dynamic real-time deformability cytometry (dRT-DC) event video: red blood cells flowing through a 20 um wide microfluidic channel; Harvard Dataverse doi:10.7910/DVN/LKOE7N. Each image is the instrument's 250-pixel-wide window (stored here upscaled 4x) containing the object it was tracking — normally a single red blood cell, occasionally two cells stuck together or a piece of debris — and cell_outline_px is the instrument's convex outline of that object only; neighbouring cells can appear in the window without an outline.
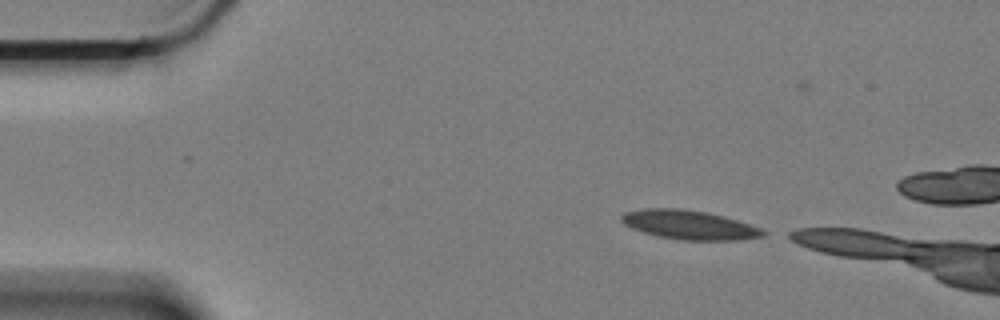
{"species": "Egyptian fruit bat (a non-hibernating species)", "species_latin": "Rousettus aegyptiacus", "temperature_condition": "cold", "stored_images_in_passage": 4, "camera_frame_rate_fps": 3000, "um_per_image_px": 0.085, "animal": {"sex": "female"}, "frame": {"image": 1, "passage_image": 2, "time_ms": 0.333, "image_size_px": [1000, 320], "cell_outline_px": [[768, 232], [764, 236], [740, 240], [680, 240], [660, 236], [644, 232], [632, 228], [624, 224], [620, 220], [620, 216], [624, 212], [644, 208], [680, 208], [704, 212], [724, 216], [760, 228]], "centroid_in_image_um": [58.57, 19.11], "position_along_channel_um": 26.4, "area_um2": 23.93}}